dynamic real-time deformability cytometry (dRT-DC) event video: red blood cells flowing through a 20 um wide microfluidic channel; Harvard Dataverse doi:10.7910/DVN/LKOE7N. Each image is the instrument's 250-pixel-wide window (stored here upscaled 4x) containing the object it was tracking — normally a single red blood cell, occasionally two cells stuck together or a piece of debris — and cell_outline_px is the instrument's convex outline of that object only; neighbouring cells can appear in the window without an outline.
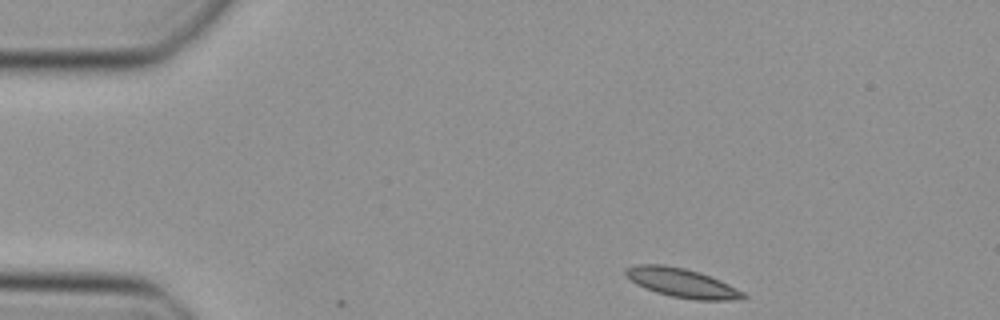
{"species": "Egyptian fruit bat (a non-hibernating species)", "species_latin": "Rousettus aegyptiacus", "temperature_condition": "cold", "stored_images_in_passage": 2, "camera_frame_rate_fps": 3000, "um_per_image_px": 0.085, "animal": {"sex": "female"}, "frame": {"image": 1, "passage_image": 1, "time_ms": 0.0, "image_size_px": [1000, 320], "cell_outline_px": [[748, 296], [724, 300], [696, 300], [672, 296], [656, 292], [644, 288], [636, 284], [624, 272], [624, 268], [636, 264], [664, 264], [684, 268], [700, 272], [720, 280], [744, 292]], "centroid_in_image_um": [57.92, 24.02], "position_along_channel_um": 27.1, "area_um2": 19.71}}